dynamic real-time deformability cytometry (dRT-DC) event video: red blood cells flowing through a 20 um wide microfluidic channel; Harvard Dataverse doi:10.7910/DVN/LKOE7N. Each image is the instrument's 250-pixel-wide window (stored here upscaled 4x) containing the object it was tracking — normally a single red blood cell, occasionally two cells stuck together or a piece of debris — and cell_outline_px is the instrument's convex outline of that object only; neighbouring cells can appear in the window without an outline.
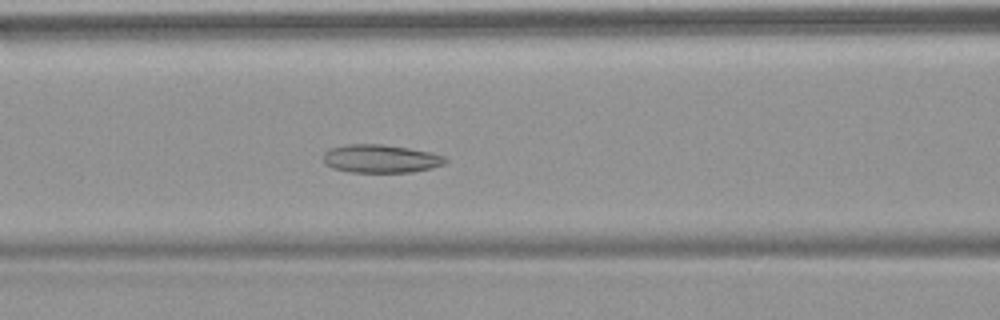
{"species": "common noctule bat (a hibernating species)", "species_latin": "Nyctalus noctula", "temperature_condition": "warm", "stored_images_in_passage": 54, "camera_frame_rate_fps": 3000, "um_per_image_px": 0.085, "animal": {"sex": "female", "body_mass_g": 18.4}, "frame": {"image": 1, "passage_image": 23, "time_ms": 7.333, "image_size_px": [1000, 320], "cell_outline_px": [[448, 160], [444, 164], [432, 168], [412, 172], [348, 172], [332, 168], [324, 164], [324, 152], [328, 148], [348, 144], [380, 144], [408, 148], [432, 152], [444, 156]], "centroid_in_image_um": [32.34, 13.49], "position_along_channel_um": 134.3, "area_um2": 20.23}}
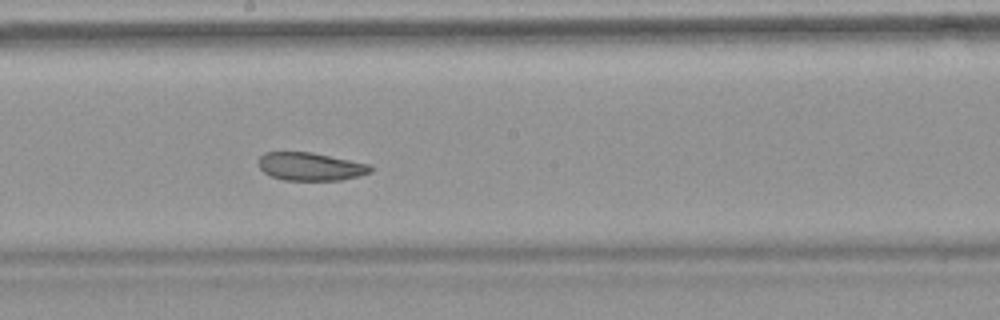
{"frame": {"image": 2, "passage_image": 30, "time_ms": 9.667, "image_size_px": [1000, 320], "cell_outline_px": [[372, 172], [360, 176], [340, 180], [284, 180], [272, 176], [264, 172], [260, 168], [260, 156], [264, 152], [312, 152], [372, 164]], "centroid_in_image_um": [26.45, 14.15], "position_along_channel_um": 221.7, "area_um2": 18.38}}
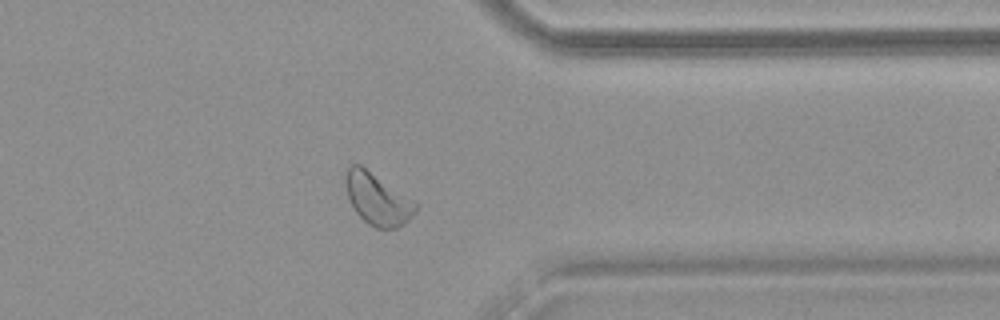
{"frame": {"image": 3, "passage_image": 43, "time_ms": 14.0, "image_size_px": [1000, 320], "cell_outline_px": [[420, 204], [416, 212], [408, 220], [396, 228], [376, 228], [368, 224], [356, 212], [348, 196], [344, 184], [344, 172], [352, 164], [360, 164]], "centroid_in_image_um": [32.08, 16.9], "position_along_channel_um": 379.3, "area_um2": 21.15}, "authors_computed_cell_mechanics": {"area_um2": 22.1374, "velocity_mm_per_s": 3.7711, "shape_relaxation_time_tau1_ms": 9.8265, "shape_relaxation_time_tau2_ms": 4.8873, "deformation_change_tau1": 0.1391, "deformation_change_tau2": 0.109}}